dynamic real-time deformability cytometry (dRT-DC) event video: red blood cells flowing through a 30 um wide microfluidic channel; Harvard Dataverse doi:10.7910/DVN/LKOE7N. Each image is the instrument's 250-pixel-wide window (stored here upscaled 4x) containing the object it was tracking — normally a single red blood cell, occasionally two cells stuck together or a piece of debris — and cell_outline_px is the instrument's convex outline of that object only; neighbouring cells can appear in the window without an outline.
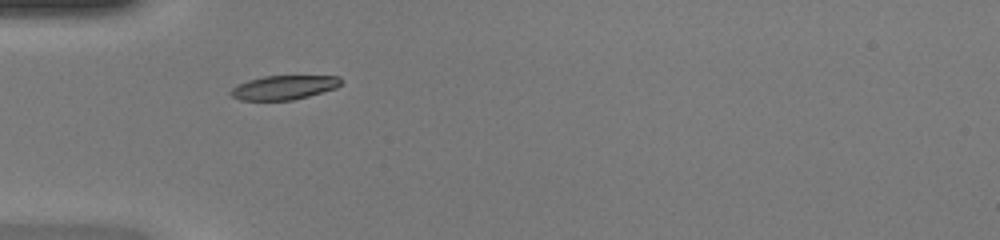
{"species": "common noctule bat (a hibernating species)", "species_latin": "Nyctalus noctula", "temperature_condition": "warm", "stored_images_in_passage": 34, "camera_frame_rate_fps": 3000, "um_per_image_px": 0.085, "animal": {"sex": "female", "body_mass_g": 20.0, "forearm_length_mm": 54.0}, "frame": {"image": 1, "passage_image": 1, "time_ms": 0.0, "image_size_px": [1000, 240], "cell_outline_px": [[344, 80], [336, 88], [308, 96], [292, 100], [240, 100], [232, 96], [228, 92], [232, 88], [248, 80], [264, 76], [340, 76]], "centroid_in_image_um": [24.15, 7.43], "position_along_channel_um": 60.9, "area_um2": 15.43}}
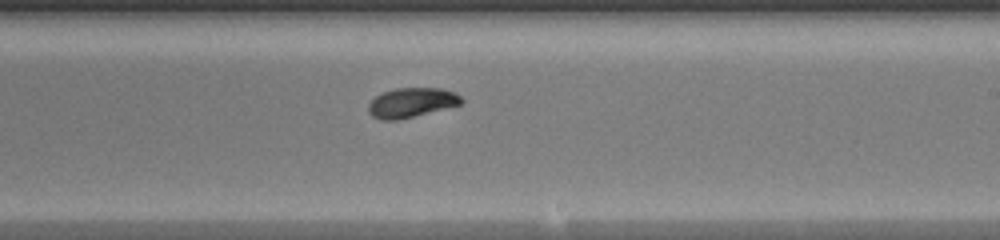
{"frame": {"image": 2, "passage_image": 15, "time_ms": 4.667, "image_size_px": [1000, 240], "cell_outline_px": [[464, 100], [460, 104], [400, 120], [380, 120], [372, 116], [368, 112], [368, 104], [376, 96], [384, 92], [396, 88], [440, 88], [452, 92], [460, 96]], "centroid_in_image_um": [34.94, 8.73], "position_along_channel_um": 254.1, "area_um2": 15.9}}
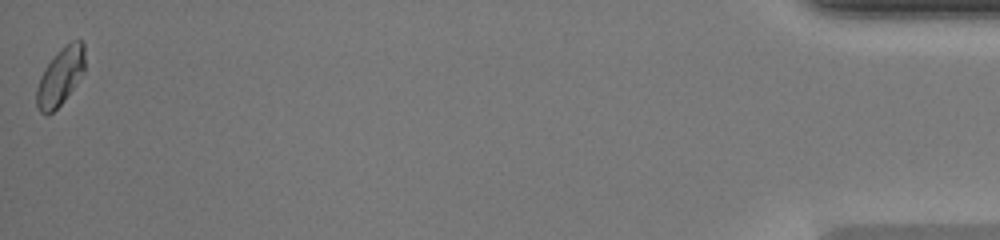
{"frame": {"image": 3, "passage_image": 34, "time_ms": 11.0, "image_size_px": [1000, 240], "cell_outline_px": [[84, 72], [64, 100], [48, 116], [44, 116], [40, 112], [36, 104], [36, 88], [40, 76], [44, 68], [72, 40], [80, 40], [84, 44]], "centroid_in_image_um": [5.11, 6.57], "position_along_channel_um": 430.1, "area_um2": 15.78}, "authors_computed_cell_mechanics": {"area_um2": 15.8372, "velocity_mm_per_s": 4.2448, "shape_relaxation_time_tau1_ms": 2.7295, "shape_relaxation_time_tau2_ms": 1.2266, "deformation_change_tau1": 0.1304, "deformation_change_tau2": 0.0297}}